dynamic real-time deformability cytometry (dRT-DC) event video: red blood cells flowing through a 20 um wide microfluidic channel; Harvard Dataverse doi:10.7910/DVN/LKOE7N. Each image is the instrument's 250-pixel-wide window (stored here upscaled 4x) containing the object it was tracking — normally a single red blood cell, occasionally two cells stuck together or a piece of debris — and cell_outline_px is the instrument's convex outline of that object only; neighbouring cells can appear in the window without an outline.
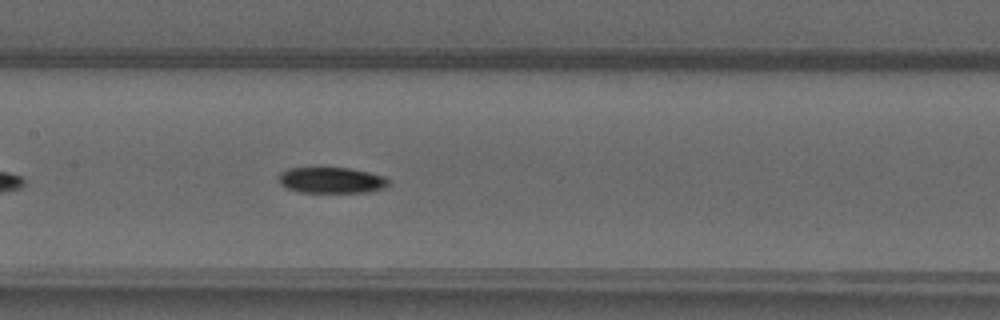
{"species": "common noctule bat (a hibernating species)", "species_latin": "Nyctalus noctula", "temperature_condition": "warm", "stored_images_in_passage": 36, "camera_frame_rate_fps": 3000, "um_per_image_px": 0.085, "animal": {"sex": "male", "forearm_length_mm": 52.5}, "frame": {"image": 1, "passage_image": 11, "time_ms": 3.333, "image_size_px": [1000, 320], "cell_outline_px": [[388, 184], [384, 188], [368, 192], [300, 192], [288, 188], [280, 184], [276, 176], [280, 172], [288, 168], [348, 168], [388, 176]], "centroid_in_image_um": [28.16, 15.31], "position_along_channel_um": 179.2, "area_um2": 16.7}}
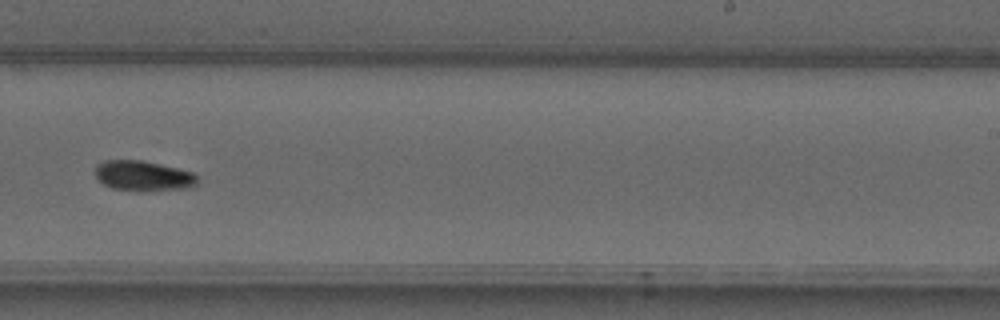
{"frame": {"image": 2, "passage_image": 18, "time_ms": 5.667, "image_size_px": [1000, 320], "cell_outline_px": [[196, 184], [188, 188], [144, 192], [136, 192], [112, 188], [104, 184], [96, 176], [96, 164], [104, 160], [140, 160], [176, 168], [192, 172], [196, 176]], "centroid_in_image_um": [12.15, 14.97], "position_along_channel_um": 276.9, "area_um2": 18.03}}
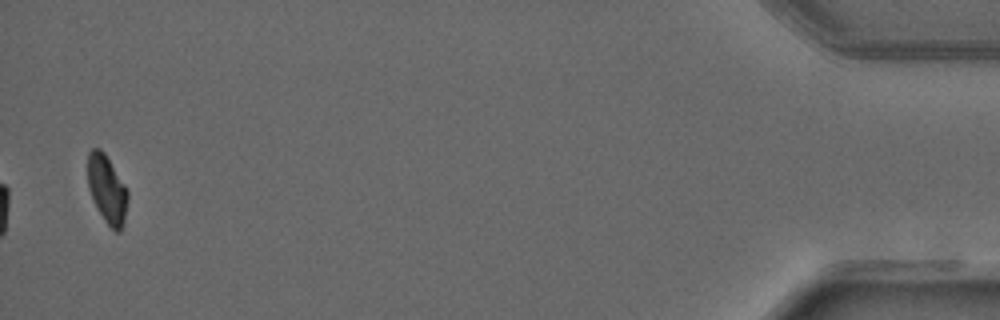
{"frame": {"image": 3, "passage_image": 35, "time_ms": 11.333, "image_size_px": [1000, 320], "cell_outline_px": [[128, 200], [124, 224], [120, 232], [116, 232], [104, 220], [88, 188], [88, 152], [92, 148], [100, 148], [104, 152], [124, 184], [128, 192]], "centroid_in_image_um": [9.11, 16.09], "position_along_channel_um": 426.1, "area_um2": 15.66}}